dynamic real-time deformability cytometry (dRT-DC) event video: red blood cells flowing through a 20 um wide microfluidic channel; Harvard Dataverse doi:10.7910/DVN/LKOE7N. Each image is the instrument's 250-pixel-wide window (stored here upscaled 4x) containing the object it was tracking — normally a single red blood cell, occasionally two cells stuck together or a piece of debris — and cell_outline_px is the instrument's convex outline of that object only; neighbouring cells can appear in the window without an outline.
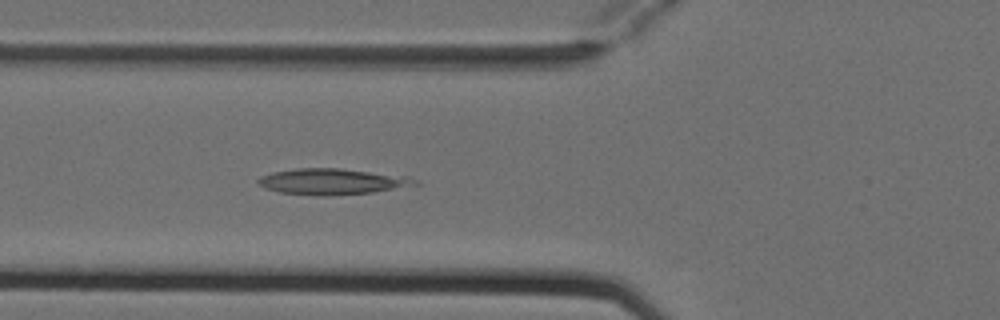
{"species": "Egyptian fruit bat (a non-hibernating species)", "species_latin": "Rousettus aegyptiacus", "temperature_condition": "cold", "stored_images_in_passage": 5, "camera_frame_rate_fps": 3000, "um_per_image_px": 0.085, "animal": {"sex": "female"}, "frame": {"image": 1, "passage_image": 5, "time_ms": 1.333, "image_size_px": [1000, 320], "cell_outline_px": [[420, 184], [372, 192], [328, 196], [320, 196], [280, 192], [264, 188], [256, 184], [256, 180], [260, 176], [272, 172], [296, 168], [340, 168], [408, 176], [420, 180]], "centroid_in_image_um": [28.21, 15.43], "position_along_channel_um": 97.6, "area_um2": 23.93}}